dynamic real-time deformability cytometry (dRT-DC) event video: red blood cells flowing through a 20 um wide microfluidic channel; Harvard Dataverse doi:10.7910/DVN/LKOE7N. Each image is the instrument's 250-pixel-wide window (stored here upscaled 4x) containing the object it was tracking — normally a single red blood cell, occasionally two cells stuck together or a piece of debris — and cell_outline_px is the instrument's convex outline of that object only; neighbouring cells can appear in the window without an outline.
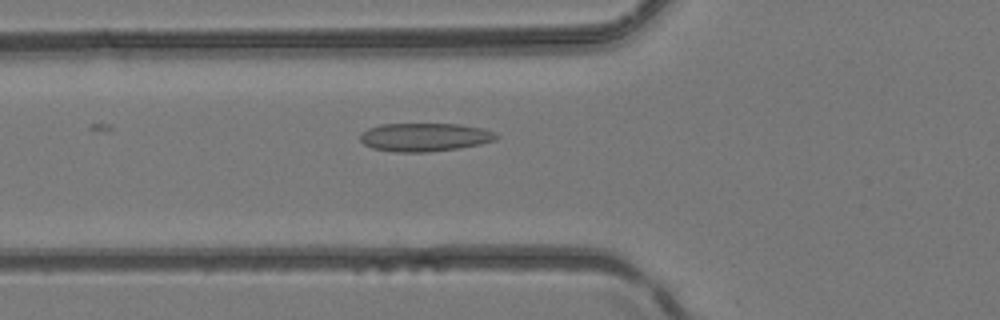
{"species": "common noctule bat (a hibernating species)", "species_latin": "Nyctalus noctula", "temperature_condition": "room temperature", "stored_images_in_passage": 4, "camera_frame_rate_fps": 3000, "um_per_image_px": 0.085, "animal": {"sex": "female", "body_mass_g": 24.6, "forearm_length_mm": 56.2}, "frame": {"image": 1, "passage_image": 4, "time_ms": 1.0, "image_size_px": [1000, 320], "cell_outline_px": [[500, 136], [496, 140], [480, 144], [460, 148], [428, 152], [396, 152], [372, 148], [364, 144], [360, 140], [360, 132], [368, 128], [380, 124], [460, 124], [484, 128]], "centroid_in_image_um": [36.09, 11.66], "position_along_channel_um": 89.7, "area_um2": 22.66}}